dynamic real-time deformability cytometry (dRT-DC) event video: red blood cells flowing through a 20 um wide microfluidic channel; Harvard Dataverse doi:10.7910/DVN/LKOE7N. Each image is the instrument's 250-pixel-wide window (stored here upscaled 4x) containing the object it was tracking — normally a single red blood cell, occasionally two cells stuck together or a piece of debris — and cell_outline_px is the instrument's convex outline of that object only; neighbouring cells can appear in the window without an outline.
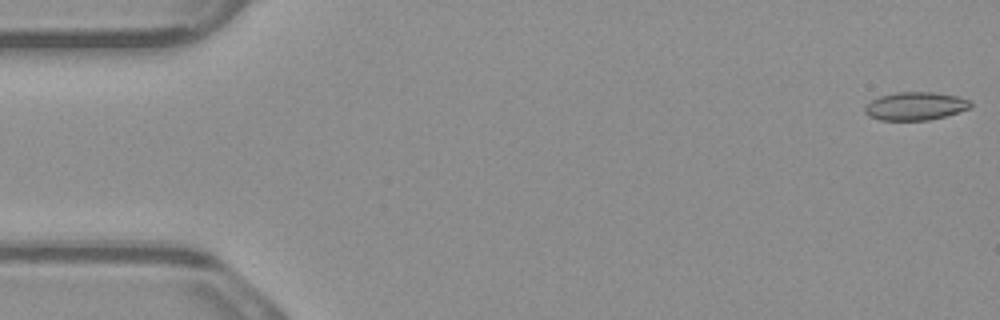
{"species": "common noctule bat (a hibernating species)", "species_latin": "Nyctalus noctula", "temperature_condition": "warm", "stored_images_in_passage": 4, "camera_frame_rate_fps": 3000, "um_per_image_px": 0.085, "animal": {"sex": "male", "body_mass_g": 23.1, "forearm_length_mm": 52.7}, "frame": {"image": 1, "passage_image": 1, "time_ms": 0.0, "image_size_px": [1000, 320], "cell_outline_px": [[972, 104], [968, 108], [944, 116], [928, 120], [880, 120], [868, 116], [864, 112], [864, 108], [872, 100], [880, 96], [896, 92], [932, 92], [956, 96], [972, 100]], "centroid_in_image_um": [77.78, 9.01], "position_along_channel_um": 7.2, "area_um2": 17.17}}